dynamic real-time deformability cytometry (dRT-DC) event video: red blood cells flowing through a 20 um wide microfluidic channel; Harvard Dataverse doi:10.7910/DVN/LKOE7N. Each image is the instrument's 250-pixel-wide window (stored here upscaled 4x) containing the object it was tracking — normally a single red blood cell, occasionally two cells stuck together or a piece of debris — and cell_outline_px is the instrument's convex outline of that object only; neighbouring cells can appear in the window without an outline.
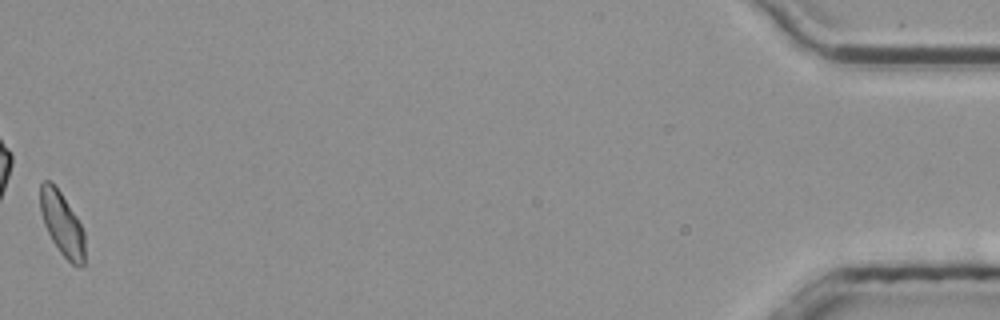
{"species": "common noctule bat (a hibernating species)", "species_latin": "Nyctalus noctula", "temperature_condition": "room temperature", "stored_images_in_passage": 52, "camera_frame_rate_fps": 3000, "um_per_image_px": 0.085, "animal": {"sex": "male", "body_mass_g": 20.4}, "frame": {"image": 1, "passage_image": 52, "time_ms": 17.0, "image_size_px": [1000, 320], "cell_outline_px": [[84, 264], [80, 268], [72, 264], [60, 252], [52, 240], [44, 224], [40, 208], [40, 184], [44, 180], [48, 180], [60, 192], [76, 216], [84, 232]], "centroid_in_image_um": [5.27, 19.05], "position_along_channel_um": 429.9, "area_um2": 16.18}, "authors_computed_cell_mechanics": {"area_um2": 17.3111, "velocity_mm_per_s": 3.7782, "shape_relaxation_time_tau1_ms": 3.716, "shape_relaxation_time_tau2_ms": 1.9619, "deformation_change_tau1": 0.0471, "deformation_change_tau2": 0.0752}}